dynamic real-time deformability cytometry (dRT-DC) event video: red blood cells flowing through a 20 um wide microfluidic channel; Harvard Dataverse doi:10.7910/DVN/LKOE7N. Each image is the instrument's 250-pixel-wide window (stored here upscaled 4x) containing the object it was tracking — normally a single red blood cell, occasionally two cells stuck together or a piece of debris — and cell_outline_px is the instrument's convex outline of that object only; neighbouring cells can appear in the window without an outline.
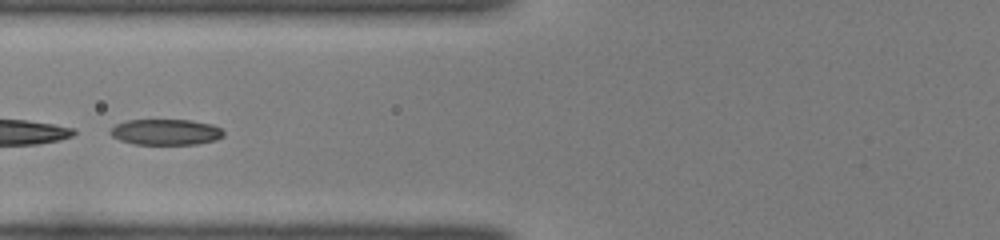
{"species": "common noctule bat (a hibernating species)", "species_latin": "Nyctalus noctula", "temperature_condition": "room temperature", "stored_images_in_passage": 16, "camera_frame_rate_fps": 3000, "um_per_image_px": 0.085, "animal": {"sex": "female", "body_mass_g": 22.0, "forearm_length_mm": 56.7}, "frame": {"image": 1, "passage_image": 7, "time_ms": 2.0, "image_size_px": [1000, 240], "cell_outline_px": [[224, 136], [216, 140], [196, 144], [132, 144], [120, 140], [112, 136], [108, 132], [116, 124], [128, 120], [192, 120], [212, 124], [220, 128], [224, 132]], "centroid_in_image_um": [14.1, 11.22], "position_along_channel_um": 111.7, "area_um2": 17.11}}
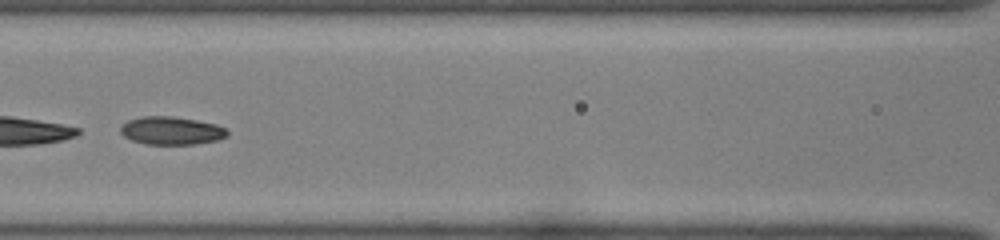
{"frame": {"image": 2, "passage_image": 10, "time_ms": 3.0, "image_size_px": [1000, 240], "cell_outline_px": [[228, 136], [216, 140], [196, 144], [144, 144], [132, 140], [124, 136], [120, 132], [120, 128], [128, 120], [140, 116], [172, 116], [196, 120], [216, 124], [228, 128]], "centroid_in_image_um": [14.58, 11.1], "position_along_channel_um": 152.0, "area_um2": 17.51}}